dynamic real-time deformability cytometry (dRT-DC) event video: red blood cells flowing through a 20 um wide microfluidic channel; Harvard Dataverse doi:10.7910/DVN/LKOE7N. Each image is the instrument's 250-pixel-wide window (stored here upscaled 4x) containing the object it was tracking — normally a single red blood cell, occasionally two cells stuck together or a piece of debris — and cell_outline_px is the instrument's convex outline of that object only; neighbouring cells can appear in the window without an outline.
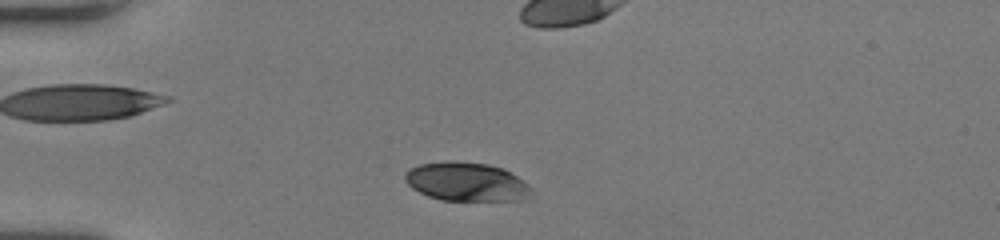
{"species": "human", "species_latin": "Homo sapiens", "temperature_condition": "room temperature", "stored_images_in_passage": 35, "camera_frame_rate_fps": 3000, "um_per_image_px": 0.085, "donor": {"sex": "female"}, "frame": {"image": 1, "passage_image": 3, "time_ms": 0.667, "image_size_px": [1000, 240], "cell_outline_px": [[532, 192], [528, 200], [440, 200], [428, 196], [412, 188], [404, 180], [404, 172], [408, 168], [420, 164], [448, 160], [488, 164], [504, 168], [516, 176], [532, 188]], "centroid_in_image_um": [39.63, 15.44], "position_along_channel_um": 45.4, "area_um2": 28.78}}
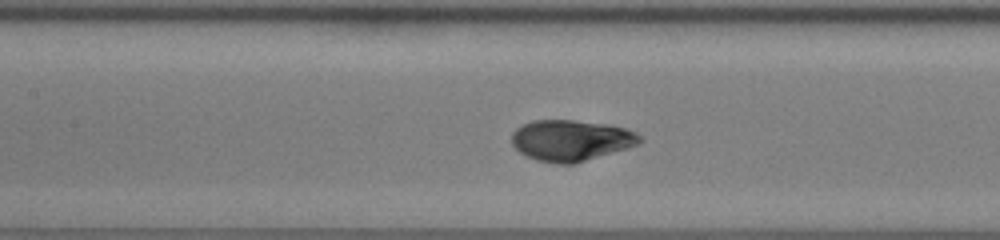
{"frame": {"image": 2, "passage_image": 14, "time_ms": 4.333, "image_size_px": [1000, 240], "cell_outline_px": [[644, 140], [636, 144], [624, 148], [572, 164], [556, 164], [536, 160], [520, 152], [512, 144], [512, 132], [516, 128], [532, 120], [572, 120], [608, 124], [628, 128], [636, 132]], "centroid_in_image_um": [48.51, 11.91], "position_along_channel_um": 158.9, "area_um2": 30.35}}
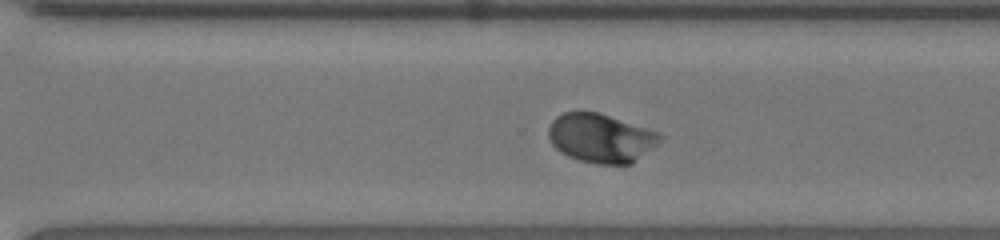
{"frame": {"image": 3, "passage_image": 26, "time_ms": 8.333, "image_size_px": [1000, 240], "cell_outline_px": [[664, 136], [656, 144], [632, 164], [596, 164], [580, 160], [568, 156], [560, 152], [552, 144], [548, 136], [548, 128], [552, 120], [556, 116], [564, 112], [600, 112], [660, 132]], "centroid_in_image_um": [51.07, 11.73], "position_along_channel_um": 319.5, "area_um2": 31.91}, "authors_computed_cell_mechanics": {"area_um2": 30.345, "velocity_mm_per_s": 4.0196, "shape_relaxation_time_tau1_ms": 2.7231, "shape_relaxation_time_tau2_ms": null, "deformation_change_tau1": 0.2029, "deformation_change_tau2": null}}